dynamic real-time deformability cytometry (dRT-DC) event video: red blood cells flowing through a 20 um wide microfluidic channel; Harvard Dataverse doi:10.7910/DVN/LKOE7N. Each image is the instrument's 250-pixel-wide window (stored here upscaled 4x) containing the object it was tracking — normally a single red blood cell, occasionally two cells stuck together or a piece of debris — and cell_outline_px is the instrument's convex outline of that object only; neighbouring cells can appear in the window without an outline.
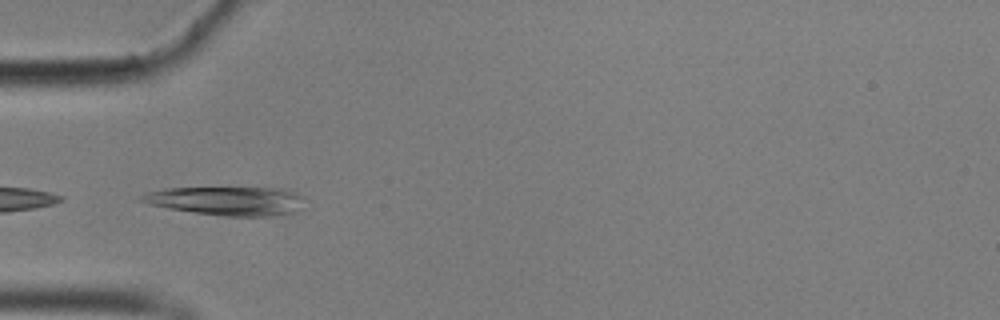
{"species": "common noctule bat (a hibernating species)", "species_latin": "Nyctalus noctula", "temperature_condition": "cold", "stored_images_in_passage": 24, "camera_frame_rate_fps": 3000, "um_per_image_px": 0.085, "animal": {"sex": "male", "body_mass_g": 17.9}, "frame": {"image": 1, "passage_image": 8, "time_ms": 2.333, "image_size_px": [1000, 320], "cell_outline_px": [[304, 196], [296, 212], [280, 216], [224, 216], [168, 208], [148, 204], [140, 200], [140, 196], [144, 192], [168, 188], [288, 188]], "centroid_in_image_um": [19.32, 17.07], "position_along_channel_um": 65.7, "area_um2": 27.4}}
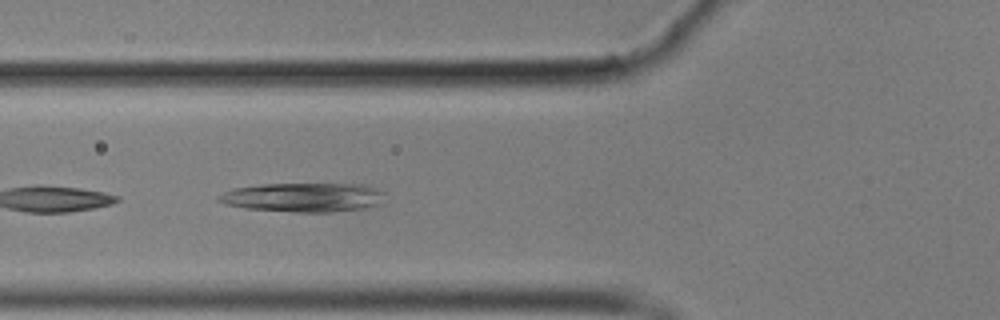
{"frame": {"image": 2, "passage_image": 11, "time_ms": 3.333, "image_size_px": [1000, 320], "cell_outline_px": [[388, 192], [384, 204], [364, 208], [332, 212], [296, 212], [248, 208], [224, 204], [216, 200], [216, 196], [224, 192], [236, 188], [260, 184], [364, 184]], "centroid_in_image_um": [25.89, 16.77], "position_along_channel_um": 99.9, "area_um2": 28.61}}